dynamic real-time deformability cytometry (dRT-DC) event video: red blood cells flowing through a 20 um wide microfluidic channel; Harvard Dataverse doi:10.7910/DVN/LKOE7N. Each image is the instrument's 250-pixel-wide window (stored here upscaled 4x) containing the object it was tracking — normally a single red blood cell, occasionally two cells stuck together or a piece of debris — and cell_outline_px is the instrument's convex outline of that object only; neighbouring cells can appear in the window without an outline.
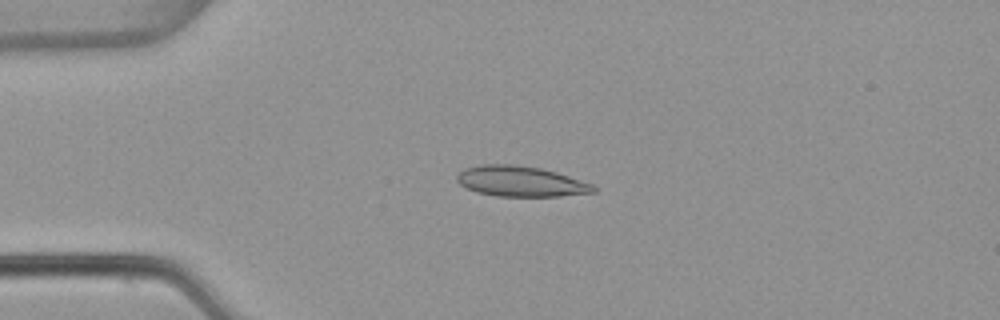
{"species": "common noctule bat (a hibernating species)", "species_latin": "Nyctalus noctula", "temperature_condition": "warm", "stored_images_in_passage": 5, "camera_frame_rate_fps": 3000, "um_per_image_px": 0.085, "animal": {"sex": "female", "body_mass_g": 22.7, "forearm_length_mm": 54.2}, "frame": {"image": 1, "passage_image": 2, "time_ms": 0.333, "image_size_px": [1000, 320], "cell_outline_px": [[596, 192], [560, 196], [496, 196], [476, 192], [460, 184], [456, 180], [456, 176], [464, 168], [480, 164], [512, 164], [540, 168], [556, 172], [592, 184], [596, 188]], "centroid_in_image_um": [44.23, 15.41], "position_along_channel_um": 40.8, "area_um2": 24.16}}
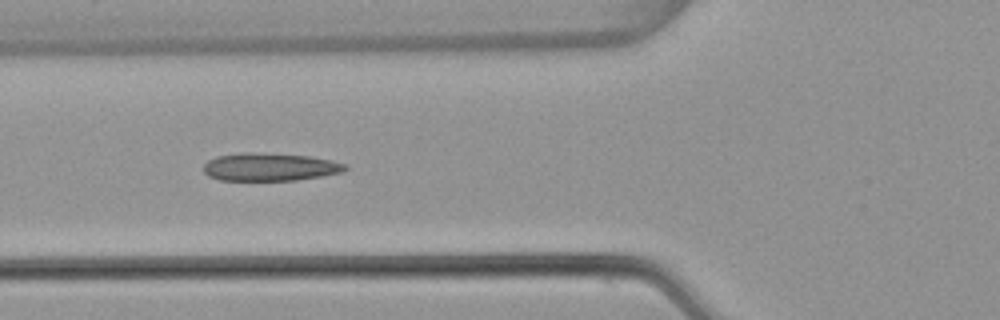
{"frame": {"image": 2, "passage_image": 4, "time_ms": 1.0, "image_size_px": [1000, 320], "cell_outline_px": [[348, 168], [340, 172], [320, 176], [296, 180], [220, 180], [208, 176], [204, 172], [204, 164], [208, 160], [216, 156], [240, 152], [252, 152], [308, 156], [332, 160], [348, 164]], "centroid_in_image_um": [22.91, 14.18], "position_along_channel_um": 102.9, "area_um2": 23.0}}
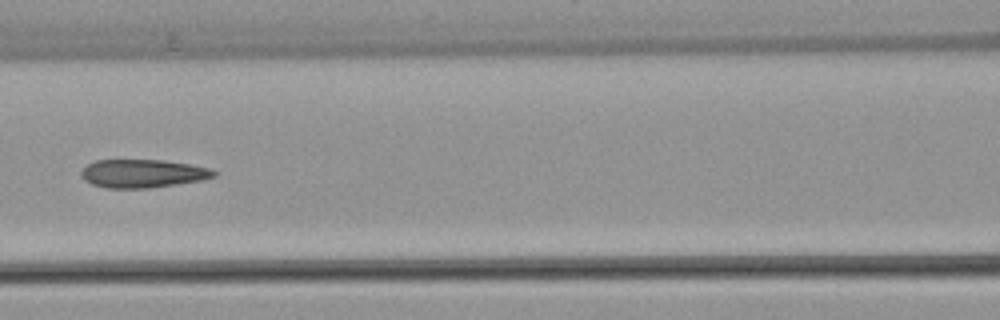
{"frame": {"image": 3, "passage_image": 5, "time_ms": 1.333, "image_size_px": [1000, 320], "cell_outline_px": [[216, 176], [200, 180], [176, 184], [148, 188], [104, 188], [92, 184], [84, 180], [80, 172], [88, 164], [96, 160], [164, 160], [212, 168], [216, 172]], "centroid_in_image_um": [12.12, 14.75], "position_along_channel_um": 154.5, "area_um2": 21.79}}